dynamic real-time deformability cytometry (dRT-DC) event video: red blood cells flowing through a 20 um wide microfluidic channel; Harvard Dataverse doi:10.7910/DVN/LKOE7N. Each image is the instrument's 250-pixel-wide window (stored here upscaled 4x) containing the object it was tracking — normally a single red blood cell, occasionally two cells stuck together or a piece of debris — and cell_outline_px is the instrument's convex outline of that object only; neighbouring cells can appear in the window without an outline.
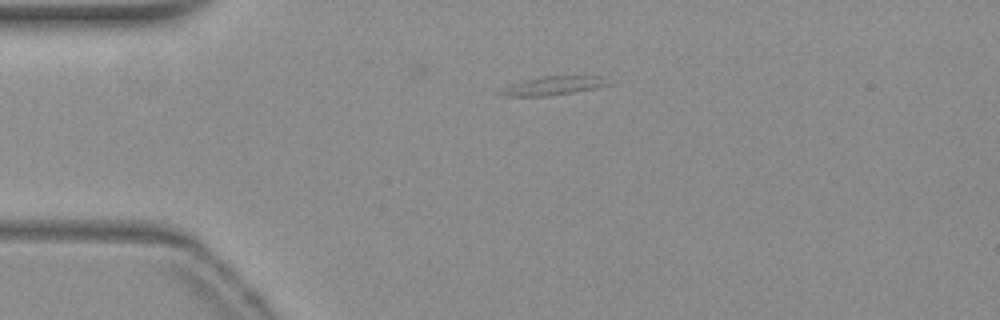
{"species": "common noctule bat (a hibernating species)", "species_latin": "Nyctalus noctula", "temperature_condition": "warm", "stored_images_in_passage": 42, "camera_frame_rate_fps": 3000, "um_per_image_px": 0.085, "animal": {"sex": "female", "body_mass_g": 19.3, "forearm_length_mm": 54.1}, "frame": {"image": 1, "passage_image": 1, "time_ms": 0.0, "image_size_px": [1000, 320], "cell_outline_px": [[616, 84], [600, 88], [548, 96], [504, 96], [496, 92], [500, 88], [524, 80], [540, 76], [600, 76]], "centroid_in_image_um": [47.08, 7.29], "position_along_channel_um": 37.9, "area_um2": 12.08}}
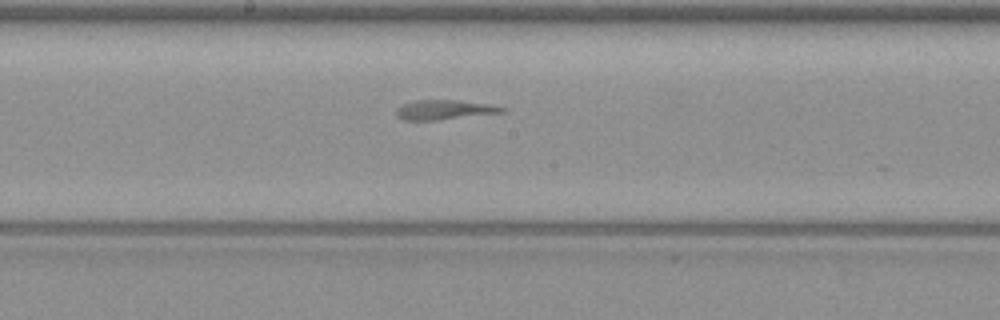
{"frame": {"image": 2, "passage_image": 17, "time_ms": 5.333, "image_size_px": [1000, 320], "cell_outline_px": [[508, 112], [436, 120], [404, 120], [396, 116], [396, 108], [404, 104], [416, 100], [456, 100], [492, 104], [508, 108]], "centroid_in_image_um": [37.84, 9.33], "position_along_channel_um": 210.4, "area_um2": 12.25}}
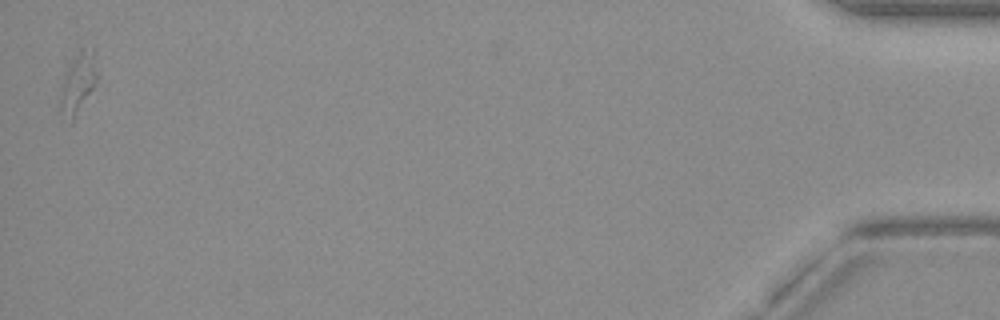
{"frame": {"image": 3, "passage_image": 42, "time_ms": 13.667, "image_size_px": [1000, 320], "cell_outline_px": [[96, 76], [92, 88], [72, 124], [60, 108], [60, 80], [64, 72], [72, 60], [80, 52], [96, 48]], "centroid_in_image_um": [6.59, 7.06], "position_along_channel_um": 428.6, "area_um2": 12.72}}